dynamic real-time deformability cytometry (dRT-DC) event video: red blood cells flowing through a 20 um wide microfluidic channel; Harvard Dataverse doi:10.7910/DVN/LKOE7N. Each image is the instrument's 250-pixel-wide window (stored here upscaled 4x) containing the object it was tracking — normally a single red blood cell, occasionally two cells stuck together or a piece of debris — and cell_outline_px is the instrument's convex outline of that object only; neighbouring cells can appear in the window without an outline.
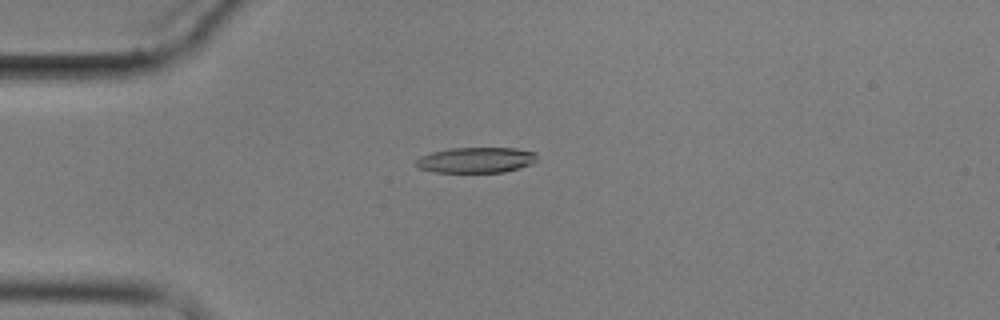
{"species": "common noctule bat (a hibernating species)", "species_latin": "Nyctalus noctula", "temperature_condition": "cold", "stored_images_in_passage": 6, "camera_frame_rate_fps": 3000, "um_per_image_px": 0.085, "animal": {"sex": "male", "body_mass_g": 17.9}, "frame": {"image": 1, "passage_image": 5, "time_ms": 4.667, "image_size_px": [1000, 320], "cell_outline_px": [[536, 160], [532, 164], [520, 168], [504, 172], [432, 172], [420, 168], [416, 164], [416, 160], [420, 156], [432, 152], [448, 148], [516, 148], [536, 152]], "centroid_in_image_um": [40.48, 13.6], "position_along_channel_um": 44.5, "area_um2": 18.09}}